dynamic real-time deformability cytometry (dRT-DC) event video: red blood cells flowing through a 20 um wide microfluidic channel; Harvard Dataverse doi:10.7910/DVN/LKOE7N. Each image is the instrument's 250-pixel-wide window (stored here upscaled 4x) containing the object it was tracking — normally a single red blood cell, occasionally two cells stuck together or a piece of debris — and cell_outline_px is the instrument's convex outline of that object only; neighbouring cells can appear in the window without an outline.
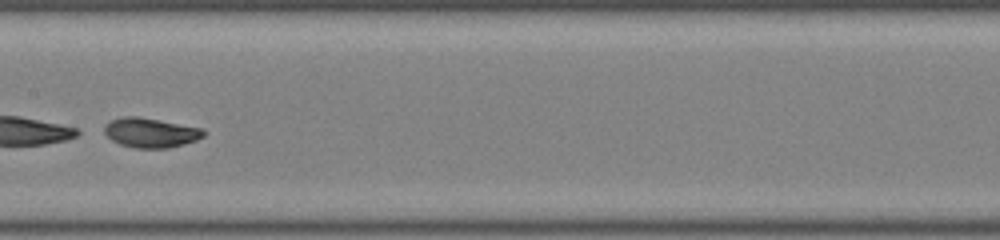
{"species": "common noctule bat (a hibernating species)", "species_latin": "Nyctalus noctula", "temperature_condition": "room temperature", "stored_images_in_passage": 39, "segment_of_instrument_passage": [2, 2], "camera_frame_rate_fps": 3000, "um_per_image_px": 0.085, "animal": {"sex": "male", "body_mass_g": 19.0, "forearm_length_mm": 50.8}, "frame": {"image": 1, "passage_image": 21, "time_ms": 6.667, "image_size_px": [1000, 240], "cell_outline_px": [[204, 136], [196, 140], [184, 144], [168, 148], [136, 148], [120, 144], [112, 140], [104, 132], [104, 124], [112, 120], [124, 116], [136, 116], [204, 128]], "centroid_in_image_um": [12.8, 11.28], "position_along_channel_um": 194.6, "area_um2": 17.05}}
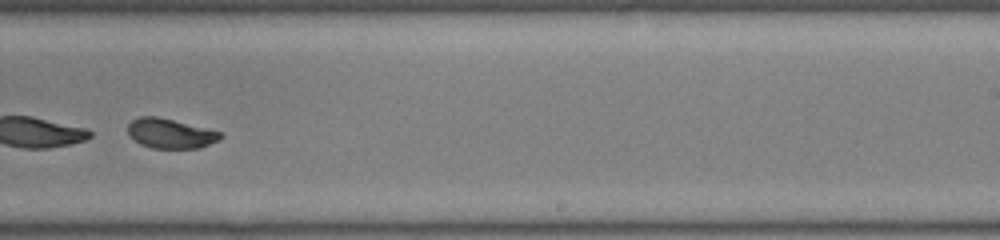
{"frame": {"image": 2, "passage_image": 27, "time_ms": 8.667, "image_size_px": [1000, 240], "cell_outline_px": [[224, 136], [220, 140], [200, 148], [152, 148], [140, 144], [128, 136], [128, 124], [132, 120], [140, 116], [156, 116], [220, 132]], "centroid_in_image_um": [14.46, 11.36], "position_along_channel_um": 274.5, "area_um2": 15.95}}
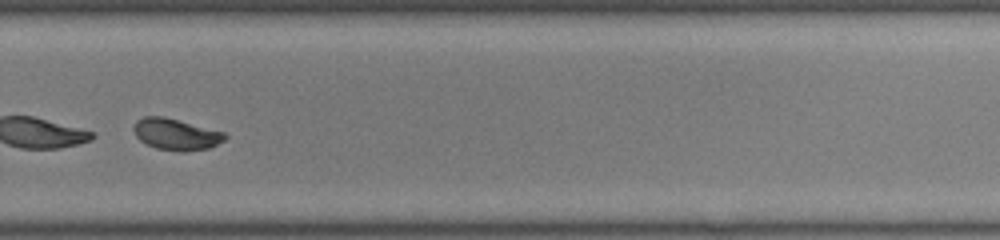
{"frame": {"image": 3, "passage_image": 30, "time_ms": 9.667, "image_size_px": [1000, 240], "cell_outline_px": [[228, 136], [224, 140], [208, 148], [184, 152], [156, 148], [140, 140], [136, 136], [132, 128], [136, 120], [144, 116], [164, 116], [224, 132]], "centroid_in_image_um": [14.94, 11.4], "position_along_channel_um": 314.9, "area_um2": 16.65}}